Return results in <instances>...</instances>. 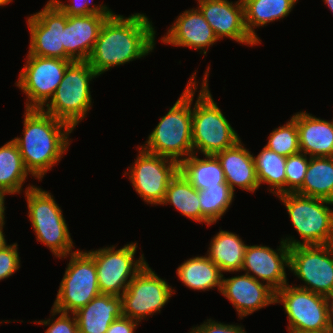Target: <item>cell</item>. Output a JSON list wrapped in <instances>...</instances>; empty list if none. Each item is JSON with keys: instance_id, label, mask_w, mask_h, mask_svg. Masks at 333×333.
Segmentation results:
<instances>
[{"instance_id": "24", "label": "cell", "mask_w": 333, "mask_h": 333, "mask_svg": "<svg viewBox=\"0 0 333 333\" xmlns=\"http://www.w3.org/2000/svg\"><path fill=\"white\" fill-rule=\"evenodd\" d=\"M298 0H242L244 5V23L251 38L259 44L261 40L255 33V27L283 19L292 11Z\"/></svg>"}, {"instance_id": "23", "label": "cell", "mask_w": 333, "mask_h": 333, "mask_svg": "<svg viewBox=\"0 0 333 333\" xmlns=\"http://www.w3.org/2000/svg\"><path fill=\"white\" fill-rule=\"evenodd\" d=\"M79 333H106L123 316L121 296L100 294L74 313Z\"/></svg>"}, {"instance_id": "4", "label": "cell", "mask_w": 333, "mask_h": 333, "mask_svg": "<svg viewBox=\"0 0 333 333\" xmlns=\"http://www.w3.org/2000/svg\"><path fill=\"white\" fill-rule=\"evenodd\" d=\"M209 71L210 66L206 69L199 96L192 108L191 130L194 154L200 151L203 155H215L233 147L241 140L213 100L207 83Z\"/></svg>"}, {"instance_id": "26", "label": "cell", "mask_w": 333, "mask_h": 333, "mask_svg": "<svg viewBox=\"0 0 333 333\" xmlns=\"http://www.w3.org/2000/svg\"><path fill=\"white\" fill-rule=\"evenodd\" d=\"M176 272L179 280L192 290L207 291L215 287L221 290L223 274L207 255L189 258Z\"/></svg>"}, {"instance_id": "20", "label": "cell", "mask_w": 333, "mask_h": 333, "mask_svg": "<svg viewBox=\"0 0 333 333\" xmlns=\"http://www.w3.org/2000/svg\"><path fill=\"white\" fill-rule=\"evenodd\" d=\"M110 16L96 14L67 16L63 47L72 61L88 60L101 27Z\"/></svg>"}, {"instance_id": "19", "label": "cell", "mask_w": 333, "mask_h": 333, "mask_svg": "<svg viewBox=\"0 0 333 333\" xmlns=\"http://www.w3.org/2000/svg\"><path fill=\"white\" fill-rule=\"evenodd\" d=\"M219 40L205 20L198 8L185 10L172 24L161 42L177 47H188L203 50L206 55L207 48ZM206 48V49H205Z\"/></svg>"}, {"instance_id": "3", "label": "cell", "mask_w": 333, "mask_h": 333, "mask_svg": "<svg viewBox=\"0 0 333 333\" xmlns=\"http://www.w3.org/2000/svg\"><path fill=\"white\" fill-rule=\"evenodd\" d=\"M196 73L169 109L149 134L148 140L140 147L152 154L173 159L180 163L194 154L192 145V103L197 88ZM185 156V157H184Z\"/></svg>"}, {"instance_id": "2", "label": "cell", "mask_w": 333, "mask_h": 333, "mask_svg": "<svg viewBox=\"0 0 333 333\" xmlns=\"http://www.w3.org/2000/svg\"><path fill=\"white\" fill-rule=\"evenodd\" d=\"M23 124V137L12 140L18 146L26 170L41 181L66 153L73 129L43 109L25 108Z\"/></svg>"}, {"instance_id": "25", "label": "cell", "mask_w": 333, "mask_h": 333, "mask_svg": "<svg viewBox=\"0 0 333 333\" xmlns=\"http://www.w3.org/2000/svg\"><path fill=\"white\" fill-rule=\"evenodd\" d=\"M209 245L206 255L221 272H239L242 269L247 245L239 235L220 230Z\"/></svg>"}, {"instance_id": "15", "label": "cell", "mask_w": 333, "mask_h": 333, "mask_svg": "<svg viewBox=\"0 0 333 333\" xmlns=\"http://www.w3.org/2000/svg\"><path fill=\"white\" fill-rule=\"evenodd\" d=\"M30 55L71 60L64 52V29L67 15L52 1L43 10L27 18Z\"/></svg>"}, {"instance_id": "13", "label": "cell", "mask_w": 333, "mask_h": 333, "mask_svg": "<svg viewBox=\"0 0 333 333\" xmlns=\"http://www.w3.org/2000/svg\"><path fill=\"white\" fill-rule=\"evenodd\" d=\"M139 154L130 171L124 176L129 179L144 202L161 205L165 198L167 186L179 172V163L173 159L149 153L140 146ZM130 174V175H129Z\"/></svg>"}, {"instance_id": "9", "label": "cell", "mask_w": 333, "mask_h": 333, "mask_svg": "<svg viewBox=\"0 0 333 333\" xmlns=\"http://www.w3.org/2000/svg\"><path fill=\"white\" fill-rule=\"evenodd\" d=\"M100 294L94 259L83 250L71 253L52 308L75 313Z\"/></svg>"}, {"instance_id": "40", "label": "cell", "mask_w": 333, "mask_h": 333, "mask_svg": "<svg viewBox=\"0 0 333 333\" xmlns=\"http://www.w3.org/2000/svg\"><path fill=\"white\" fill-rule=\"evenodd\" d=\"M10 195L5 189L0 187V220H5V196Z\"/></svg>"}, {"instance_id": "45", "label": "cell", "mask_w": 333, "mask_h": 333, "mask_svg": "<svg viewBox=\"0 0 333 333\" xmlns=\"http://www.w3.org/2000/svg\"><path fill=\"white\" fill-rule=\"evenodd\" d=\"M13 0H0V6H6L8 3L12 2Z\"/></svg>"}, {"instance_id": "33", "label": "cell", "mask_w": 333, "mask_h": 333, "mask_svg": "<svg viewBox=\"0 0 333 333\" xmlns=\"http://www.w3.org/2000/svg\"><path fill=\"white\" fill-rule=\"evenodd\" d=\"M265 147L285 157L301 152L296 121L291 117L285 125L274 129Z\"/></svg>"}, {"instance_id": "5", "label": "cell", "mask_w": 333, "mask_h": 333, "mask_svg": "<svg viewBox=\"0 0 333 333\" xmlns=\"http://www.w3.org/2000/svg\"><path fill=\"white\" fill-rule=\"evenodd\" d=\"M277 197L284 203L291 223L302 239L301 242L291 236L281 238L289 247L333 244V208L328 206L333 202L298 193Z\"/></svg>"}, {"instance_id": "35", "label": "cell", "mask_w": 333, "mask_h": 333, "mask_svg": "<svg viewBox=\"0 0 333 333\" xmlns=\"http://www.w3.org/2000/svg\"><path fill=\"white\" fill-rule=\"evenodd\" d=\"M67 16H77V15H112L113 11L109 9L106 5L93 4L90 6L92 0H71L70 4H65L60 0H52Z\"/></svg>"}, {"instance_id": "21", "label": "cell", "mask_w": 333, "mask_h": 333, "mask_svg": "<svg viewBox=\"0 0 333 333\" xmlns=\"http://www.w3.org/2000/svg\"><path fill=\"white\" fill-rule=\"evenodd\" d=\"M223 169L226 182L234 192L235 187L249 192H255L260 187L253 154L244 148L241 140L233 147L215 154Z\"/></svg>"}, {"instance_id": "38", "label": "cell", "mask_w": 333, "mask_h": 333, "mask_svg": "<svg viewBox=\"0 0 333 333\" xmlns=\"http://www.w3.org/2000/svg\"><path fill=\"white\" fill-rule=\"evenodd\" d=\"M189 333H247L242 325L223 324L207 319L202 325L193 327Z\"/></svg>"}, {"instance_id": "8", "label": "cell", "mask_w": 333, "mask_h": 333, "mask_svg": "<svg viewBox=\"0 0 333 333\" xmlns=\"http://www.w3.org/2000/svg\"><path fill=\"white\" fill-rule=\"evenodd\" d=\"M276 303L283 304L289 321V333L333 330L327 296L287 283L275 292Z\"/></svg>"}, {"instance_id": "30", "label": "cell", "mask_w": 333, "mask_h": 333, "mask_svg": "<svg viewBox=\"0 0 333 333\" xmlns=\"http://www.w3.org/2000/svg\"><path fill=\"white\" fill-rule=\"evenodd\" d=\"M30 173L26 170L17 144L10 140L0 147V187L10 195L21 193Z\"/></svg>"}, {"instance_id": "1", "label": "cell", "mask_w": 333, "mask_h": 333, "mask_svg": "<svg viewBox=\"0 0 333 333\" xmlns=\"http://www.w3.org/2000/svg\"><path fill=\"white\" fill-rule=\"evenodd\" d=\"M155 29L144 14L113 13L103 23L87 62L101 75L112 67L144 58L155 48Z\"/></svg>"}, {"instance_id": "17", "label": "cell", "mask_w": 333, "mask_h": 333, "mask_svg": "<svg viewBox=\"0 0 333 333\" xmlns=\"http://www.w3.org/2000/svg\"><path fill=\"white\" fill-rule=\"evenodd\" d=\"M197 1L199 5L197 8L203 14L219 40L227 37L240 44L257 45L246 31L242 0H238L234 4L228 0Z\"/></svg>"}, {"instance_id": "28", "label": "cell", "mask_w": 333, "mask_h": 333, "mask_svg": "<svg viewBox=\"0 0 333 333\" xmlns=\"http://www.w3.org/2000/svg\"><path fill=\"white\" fill-rule=\"evenodd\" d=\"M300 195L333 202V157H310Z\"/></svg>"}, {"instance_id": "10", "label": "cell", "mask_w": 333, "mask_h": 333, "mask_svg": "<svg viewBox=\"0 0 333 333\" xmlns=\"http://www.w3.org/2000/svg\"><path fill=\"white\" fill-rule=\"evenodd\" d=\"M86 251L93 259L97 269V279L101 294L121 296L134 276L147 263L144 254L134 260L137 243Z\"/></svg>"}, {"instance_id": "41", "label": "cell", "mask_w": 333, "mask_h": 333, "mask_svg": "<svg viewBox=\"0 0 333 333\" xmlns=\"http://www.w3.org/2000/svg\"><path fill=\"white\" fill-rule=\"evenodd\" d=\"M5 224V220H0V248H3L7 245L5 235L3 233V226Z\"/></svg>"}, {"instance_id": "43", "label": "cell", "mask_w": 333, "mask_h": 333, "mask_svg": "<svg viewBox=\"0 0 333 333\" xmlns=\"http://www.w3.org/2000/svg\"><path fill=\"white\" fill-rule=\"evenodd\" d=\"M291 333H333V330H324V331H298Z\"/></svg>"}, {"instance_id": "18", "label": "cell", "mask_w": 333, "mask_h": 333, "mask_svg": "<svg viewBox=\"0 0 333 333\" xmlns=\"http://www.w3.org/2000/svg\"><path fill=\"white\" fill-rule=\"evenodd\" d=\"M220 293L233 304L239 319L275 304V291L246 273L226 279L223 275Z\"/></svg>"}, {"instance_id": "12", "label": "cell", "mask_w": 333, "mask_h": 333, "mask_svg": "<svg viewBox=\"0 0 333 333\" xmlns=\"http://www.w3.org/2000/svg\"><path fill=\"white\" fill-rule=\"evenodd\" d=\"M146 263L121 295L123 316L141 322L160 312L175 290Z\"/></svg>"}, {"instance_id": "42", "label": "cell", "mask_w": 333, "mask_h": 333, "mask_svg": "<svg viewBox=\"0 0 333 333\" xmlns=\"http://www.w3.org/2000/svg\"><path fill=\"white\" fill-rule=\"evenodd\" d=\"M329 299V310H330V323L333 329V295L328 297Z\"/></svg>"}, {"instance_id": "39", "label": "cell", "mask_w": 333, "mask_h": 333, "mask_svg": "<svg viewBox=\"0 0 333 333\" xmlns=\"http://www.w3.org/2000/svg\"><path fill=\"white\" fill-rule=\"evenodd\" d=\"M139 325V322L132 320L128 317L122 316L115 319L106 333H134L135 328Z\"/></svg>"}, {"instance_id": "34", "label": "cell", "mask_w": 333, "mask_h": 333, "mask_svg": "<svg viewBox=\"0 0 333 333\" xmlns=\"http://www.w3.org/2000/svg\"><path fill=\"white\" fill-rule=\"evenodd\" d=\"M309 158L303 152L287 157L285 168V193H296L303 184Z\"/></svg>"}, {"instance_id": "29", "label": "cell", "mask_w": 333, "mask_h": 333, "mask_svg": "<svg viewBox=\"0 0 333 333\" xmlns=\"http://www.w3.org/2000/svg\"><path fill=\"white\" fill-rule=\"evenodd\" d=\"M173 205L185 217L202 223V212L198 190L178 172L167 186L165 198L161 205Z\"/></svg>"}, {"instance_id": "36", "label": "cell", "mask_w": 333, "mask_h": 333, "mask_svg": "<svg viewBox=\"0 0 333 333\" xmlns=\"http://www.w3.org/2000/svg\"><path fill=\"white\" fill-rule=\"evenodd\" d=\"M52 316L60 315L54 321L49 318L48 320L36 321L40 325H49L45 333H79L78 324L74 313H64L51 309ZM72 315V317H70ZM52 320V321H51Z\"/></svg>"}, {"instance_id": "44", "label": "cell", "mask_w": 333, "mask_h": 333, "mask_svg": "<svg viewBox=\"0 0 333 333\" xmlns=\"http://www.w3.org/2000/svg\"><path fill=\"white\" fill-rule=\"evenodd\" d=\"M325 4L328 6L330 11L333 13V0H323Z\"/></svg>"}, {"instance_id": "7", "label": "cell", "mask_w": 333, "mask_h": 333, "mask_svg": "<svg viewBox=\"0 0 333 333\" xmlns=\"http://www.w3.org/2000/svg\"><path fill=\"white\" fill-rule=\"evenodd\" d=\"M99 76L87 61H73L65 70L62 81L43 110L67 123L73 130L92 106L90 81Z\"/></svg>"}, {"instance_id": "22", "label": "cell", "mask_w": 333, "mask_h": 333, "mask_svg": "<svg viewBox=\"0 0 333 333\" xmlns=\"http://www.w3.org/2000/svg\"><path fill=\"white\" fill-rule=\"evenodd\" d=\"M292 118L297 123L301 152L309 157H333V119L322 120L305 111Z\"/></svg>"}, {"instance_id": "31", "label": "cell", "mask_w": 333, "mask_h": 333, "mask_svg": "<svg viewBox=\"0 0 333 333\" xmlns=\"http://www.w3.org/2000/svg\"><path fill=\"white\" fill-rule=\"evenodd\" d=\"M254 158L255 171L259 185H269L274 195L285 194V168L287 157L277 154L264 146Z\"/></svg>"}, {"instance_id": "27", "label": "cell", "mask_w": 333, "mask_h": 333, "mask_svg": "<svg viewBox=\"0 0 333 333\" xmlns=\"http://www.w3.org/2000/svg\"><path fill=\"white\" fill-rule=\"evenodd\" d=\"M201 159L191 154L179 163V172L197 190L225 183V175L215 155H204Z\"/></svg>"}, {"instance_id": "11", "label": "cell", "mask_w": 333, "mask_h": 333, "mask_svg": "<svg viewBox=\"0 0 333 333\" xmlns=\"http://www.w3.org/2000/svg\"><path fill=\"white\" fill-rule=\"evenodd\" d=\"M72 60L27 54L15 86L26 94V109H43L54 96Z\"/></svg>"}, {"instance_id": "37", "label": "cell", "mask_w": 333, "mask_h": 333, "mask_svg": "<svg viewBox=\"0 0 333 333\" xmlns=\"http://www.w3.org/2000/svg\"><path fill=\"white\" fill-rule=\"evenodd\" d=\"M17 243L0 248V281L8 279L20 268Z\"/></svg>"}, {"instance_id": "16", "label": "cell", "mask_w": 333, "mask_h": 333, "mask_svg": "<svg viewBox=\"0 0 333 333\" xmlns=\"http://www.w3.org/2000/svg\"><path fill=\"white\" fill-rule=\"evenodd\" d=\"M289 266L290 247L282 240L277 250L269 246L247 245L241 271L256 280L261 279L276 292L288 283L285 267Z\"/></svg>"}, {"instance_id": "6", "label": "cell", "mask_w": 333, "mask_h": 333, "mask_svg": "<svg viewBox=\"0 0 333 333\" xmlns=\"http://www.w3.org/2000/svg\"><path fill=\"white\" fill-rule=\"evenodd\" d=\"M28 218L36 235V240L45 244L53 255L67 258L74 247L70 232L59 207L50 192L34 185L25 188Z\"/></svg>"}, {"instance_id": "32", "label": "cell", "mask_w": 333, "mask_h": 333, "mask_svg": "<svg viewBox=\"0 0 333 333\" xmlns=\"http://www.w3.org/2000/svg\"><path fill=\"white\" fill-rule=\"evenodd\" d=\"M198 197L202 212V224L206 223L210 226L226 213L234 199V192L225 182L217 186L207 187L205 190H198Z\"/></svg>"}, {"instance_id": "14", "label": "cell", "mask_w": 333, "mask_h": 333, "mask_svg": "<svg viewBox=\"0 0 333 333\" xmlns=\"http://www.w3.org/2000/svg\"><path fill=\"white\" fill-rule=\"evenodd\" d=\"M289 269L305 284L296 287L333 295V244L290 247Z\"/></svg>"}]
</instances>
